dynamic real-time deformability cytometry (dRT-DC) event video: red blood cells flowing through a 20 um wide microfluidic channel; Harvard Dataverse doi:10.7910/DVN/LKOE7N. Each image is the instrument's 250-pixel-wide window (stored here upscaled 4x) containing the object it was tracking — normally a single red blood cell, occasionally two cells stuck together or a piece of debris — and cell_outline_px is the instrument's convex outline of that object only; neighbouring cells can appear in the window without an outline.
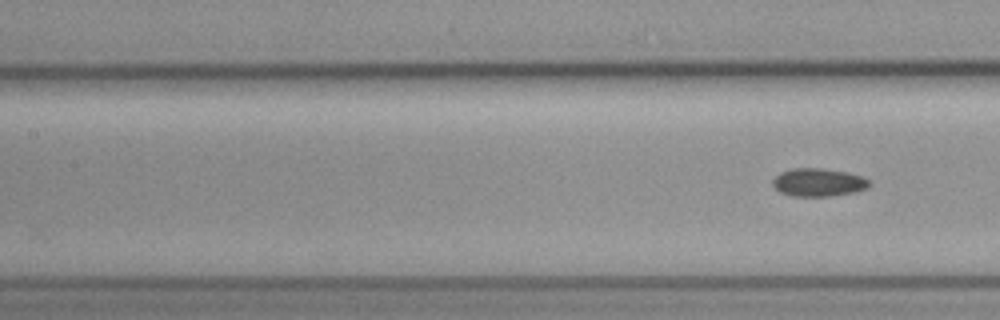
{"species": "common noctule bat (a hibernating species)", "species_latin": "Nyctalus noctula", "temperature_condition": "cold", "stored_images_in_passage": 5, "camera_frame_rate_fps": 3000, "um_per_image_px": 0.085, "animal": {"sex": "female", "body_mass_g": 19.3, "forearm_length_mm": 54.1}, "frame": {"image": 1, "passage_image": 5, "time_ms": 1.333, "image_size_px": [1000, 320], "cell_outline_px": [[872, 184], [868, 188], [856, 192], [832, 196], [792, 196], [780, 192], [772, 184], [772, 180], [780, 172], [792, 168], [824, 168], [848, 172], [860, 176], [868, 180]], "centroid_in_image_um": [69.58, 15.5], "position_along_channel_um": 137.8, "area_um2": 15.95}}